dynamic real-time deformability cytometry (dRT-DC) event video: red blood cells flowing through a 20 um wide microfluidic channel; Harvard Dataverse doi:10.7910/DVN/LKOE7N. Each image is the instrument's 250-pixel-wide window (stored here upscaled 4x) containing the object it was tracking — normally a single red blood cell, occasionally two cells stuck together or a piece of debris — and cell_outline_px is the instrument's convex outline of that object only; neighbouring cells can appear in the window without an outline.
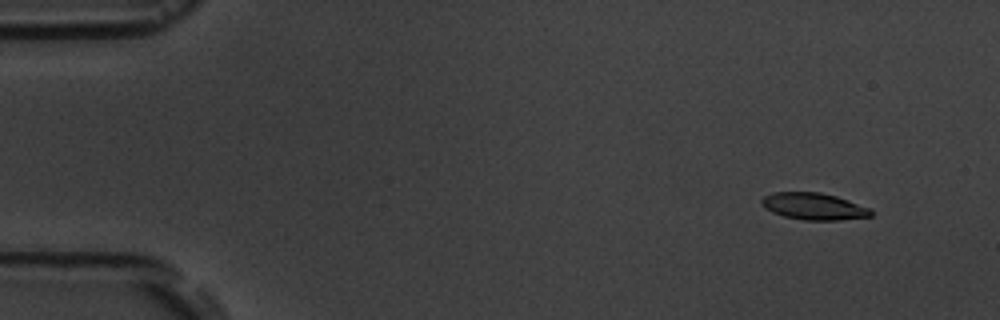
{"species": "common noctule bat (a hibernating species)", "species_latin": "Nyctalus noctula", "temperature_condition": "room temperature", "stored_images_in_passage": 6, "camera_frame_rate_fps": 3000, "um_per_image_px": 0.085, "animal": {"sex": "male", "body_mass_g": 19.5, "forearm_length_mm": 54.6}, "frame": {"image": 1, "passage_image": 2, "time_ms": 1.333, "image_size_px": [1000, 320], "cell_outline_px": [[872, 216], [840, 220], [804, 220], [784, 216], [772, 212], [764, 208], [760, 204], [760, 200], [764, 196], [772, 192], [820, 192], [836, 196], [872, 208]], "centroid_in_image_um": [69.16, 17.53], "position_along_channel_um": 15.8, "area_um2": 17.28}}
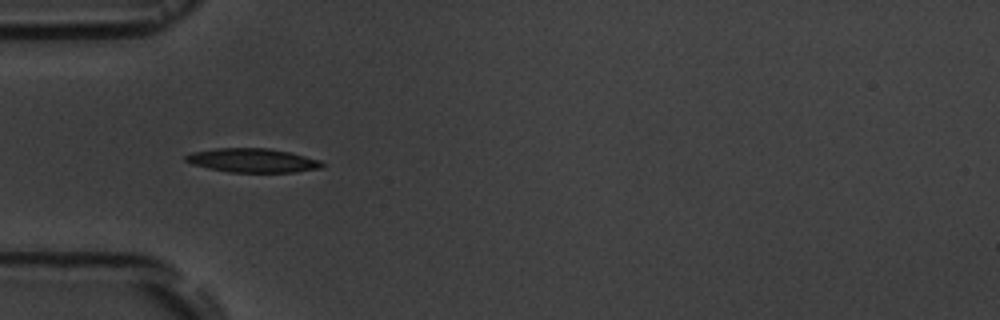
{"frame": {"image": 2, "passage_image": 5, "time_ms": 5.667, "image_size_px": [1000, 320], "cell_outline_px": [[324, 164], [320, 168], [296, 172], [228, 172], [208, 168], [192, 164], [184, 160], [184, 156], [192, 152], [216, 148], [268, 148], [292, 152], [320, 160]], "centroid_in_image_um": [21.46, 13.63], "position_along_channel_um": 63.5, "area_um2": 19.13}}
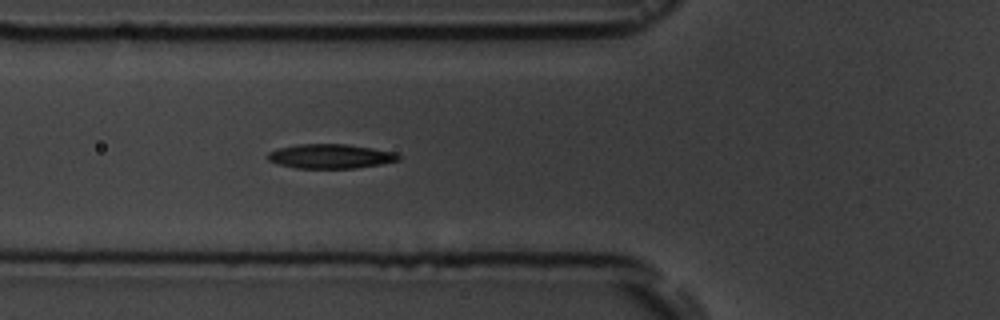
{"frame": {"image": 3, "passage_image": 6, "time_ms": 6.667, "image_size_px": [1000, 320], "cell_outline_px": [[400, 160], [380, 164], [356, 168], [296, 168], [280, 164], [268, 160], [268, 152], [280, 148], [296, 144], [348, 144], [396, 152], [400, 156]], "centroid_in_image_um": [28.12, 13.28], "position_along_channel_um": 97.7, "area_um2": 18.5}}